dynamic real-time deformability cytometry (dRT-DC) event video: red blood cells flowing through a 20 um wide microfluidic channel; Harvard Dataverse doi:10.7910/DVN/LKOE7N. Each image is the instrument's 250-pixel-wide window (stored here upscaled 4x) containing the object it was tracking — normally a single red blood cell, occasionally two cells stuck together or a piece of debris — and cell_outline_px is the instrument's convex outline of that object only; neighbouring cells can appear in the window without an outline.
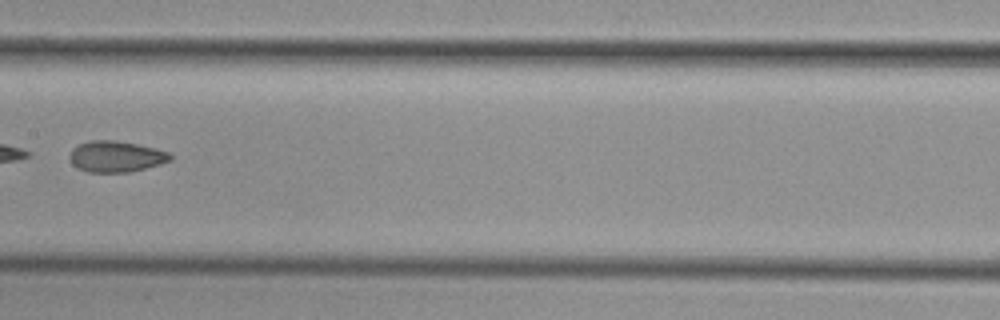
{"species": "common noctule bat (a hibernating species)", "species_latin": "Nyctalus noctula", "temperature_condition": "cold", "stored_images_in_passage": 7, "camera_frame_rate_fps": 3000, "um_per_image_px": 0.085, "animal": {"sex": "female", "body_mass_g": 29.2, "forearm_length_mm": 56.3}, "frame": {"image": 1, "passage_image": 7, "time_ms": 8.0, "image_size_px": [1000, 320], "cell_outline_px": [[172, 160], [160, 164], [128, 172], [88, 172], [76, 168], [72, 164], [68, 156], [72, 148], [80, 144], [92, 140], [116, 140], [156, 148], [168, 152], [172, 156]], "centroid_in_image_um": [9.83, 13.3], "position_along_channel_um": 197.6, "area_um2": 18.26}}